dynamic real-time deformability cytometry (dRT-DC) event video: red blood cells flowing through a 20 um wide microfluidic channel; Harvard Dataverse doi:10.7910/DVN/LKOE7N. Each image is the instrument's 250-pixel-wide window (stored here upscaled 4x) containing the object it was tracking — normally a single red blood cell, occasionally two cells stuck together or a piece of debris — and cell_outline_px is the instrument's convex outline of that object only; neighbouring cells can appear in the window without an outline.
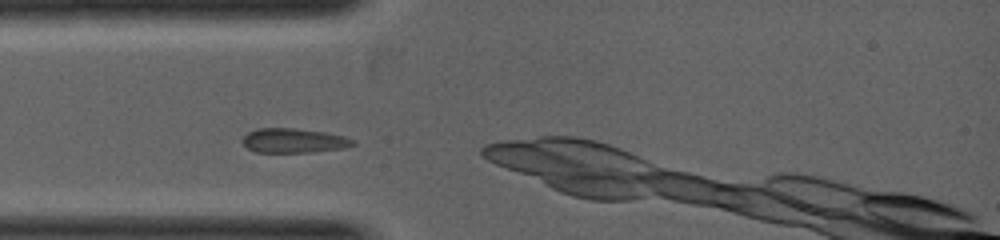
{"species": "common noctule bat (a hibernating species)", "species_latin": "Nyctalus noctula", "temperature_condition": "warm", "stored_images_in_passage": 4, "camera_frame_rate_fps": 5000, "um_per_image_px": 0.085, "animal": {"sex": "female", "body_mass_g": 19.0, "forearm_length_mm": 53.3}, "frame": {"image": 1, "passage_image": 2, "time_ms": 0.2, "image_size_px": [1000, 240], "cell_outline_px": [[356, 144], [344, 148], [316, 152], [256, 152], [248, 148], [240, 140], [248, 132], [260, 128], [292, 128], [324, 132], [344, 136], [356, 140]], "centroid_in_image_um": [24.99, 11.96], "position_along_channel_um": 60.0, "area_um2": 15.78}}